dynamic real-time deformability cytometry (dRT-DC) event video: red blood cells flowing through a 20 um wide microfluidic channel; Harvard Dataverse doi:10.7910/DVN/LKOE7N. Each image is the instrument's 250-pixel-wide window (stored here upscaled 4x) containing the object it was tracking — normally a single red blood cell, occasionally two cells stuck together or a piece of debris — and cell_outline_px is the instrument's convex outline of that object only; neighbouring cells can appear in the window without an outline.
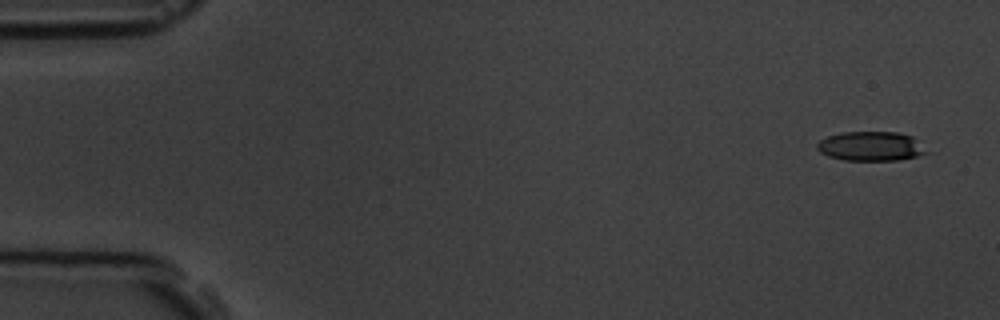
{"species": "common noctule bat (a hibernating species)", "species_latin": "Nyctalus noctula", "temperature_condition": "room temperature", "stored_images_in_passage": 5, "camera_frame_rate_fps": 3000, "um_per_image_px": 0.085, "animal": {"sex": "male", "body_mass_g": 19.5, "forearm_length_mm": 54.6}, "frame": {"image": 1, "passage_image": 1, "time_ms": 0.0, "image_size_px": [1000, 320], "cell_outline_px": [[932, 152], [916, 156], [896, 160], [844, 160], [828, 156], [820, 152], [816, 148], [816, 144], [820, 140], [828, 136], [840, 132], [900, 132], [912, 136]], "centroid_in_image_um": [74.05, 12.42], "position_along_channel_um": 11.0, "area_um2": 18.9}}
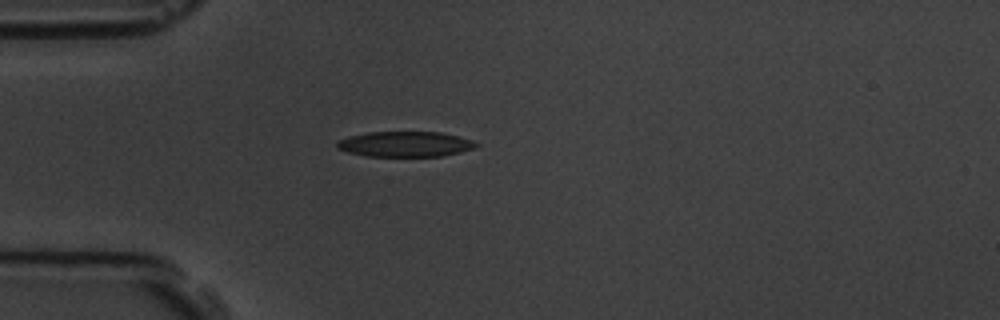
{"frame": {"image": 2, "passage_image": 4, "time_ms": 4.333, "image_size_px": [1000, 320], "cell_outline_px": [[480, 144], [476, 148], [444, 156], [364, 156], [348, 152], [336, 148], [336, 140], [348, 136], [368, 132], [440, 132], [472, 140]], "centroid_in_image_um": [34.41, 12.25], "position_along_channel_um": 50.6, "area_um2": 20.69}}